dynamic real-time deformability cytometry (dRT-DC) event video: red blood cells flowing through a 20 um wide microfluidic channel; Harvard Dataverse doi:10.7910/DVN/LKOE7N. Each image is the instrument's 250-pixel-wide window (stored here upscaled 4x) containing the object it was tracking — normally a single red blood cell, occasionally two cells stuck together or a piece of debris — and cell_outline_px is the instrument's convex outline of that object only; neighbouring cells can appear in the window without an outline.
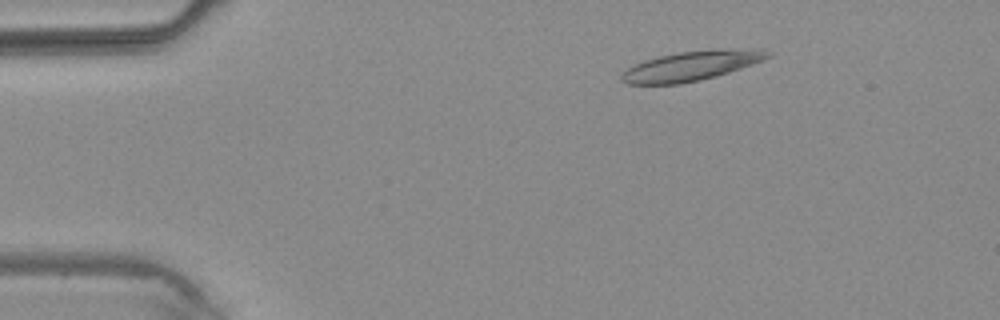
{"species": "common noctule bat (a hibernating species)", "species_latin": "Nyctalus noctula", "temperature_condition": "warm", "stored_images_in_passage": 4, "camera_frame_rate_fps": 3000, "um_per_image_px": 0.085, "animal": {"sex": "male", "body_mass_g": 20.4}, "frame": {"image": 1, "passage_image": 2, "time_ms": 1.333, "image_size_px": [1000, 320], "cell_outline_px": [[772, 56], [764, 60], [716, 76], [700, 80], [680, 84], [628, 84], [620, 80], [620, 76], [628, 68], [644, 60], [660, 56], [680, 52], [712, 48], [764, 48], [772, 52]], "centroid_in_image_um": [58.85, 5.57], "position_along_channel_um": 26.1, "area_um2": 25.55}}